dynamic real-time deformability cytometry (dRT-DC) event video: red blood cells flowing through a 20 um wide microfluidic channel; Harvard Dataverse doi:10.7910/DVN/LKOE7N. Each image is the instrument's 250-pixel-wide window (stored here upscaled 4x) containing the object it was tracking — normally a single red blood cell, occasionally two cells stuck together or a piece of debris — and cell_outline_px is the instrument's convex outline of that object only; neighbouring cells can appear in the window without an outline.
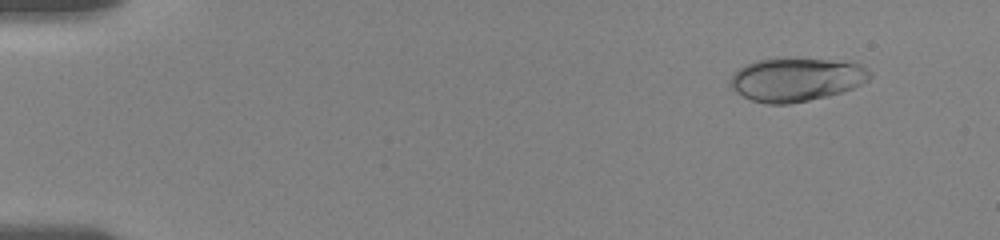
{"species": "human", "species_latin": "Homo sapiens", "temperature_condition": "room temperature", "stored_images_in_passage": 18, "camera_frame_rate_fps": 3000, "um_per_image_px": 0.085, "donor": {"sex": "female"}, "frame": {"image": 1, "passage_image": 2, "time_ms": 0.333, "image_size_px": [1000, 240], "cell_outline_px": [[872, 76], [868, 80], [852, 88], [840, 92], [808, 100], [788, 104], [768, 104], [752, 100], [736, 92], [728, 84], [732, 76], [740, 68], [748, 64], [760, 60], [828, 60], [860, 64]], "centroid_in_image_um": [67.65, 6.79], "position_along_channel_um": 17.3, "area_um2": 34.16}}
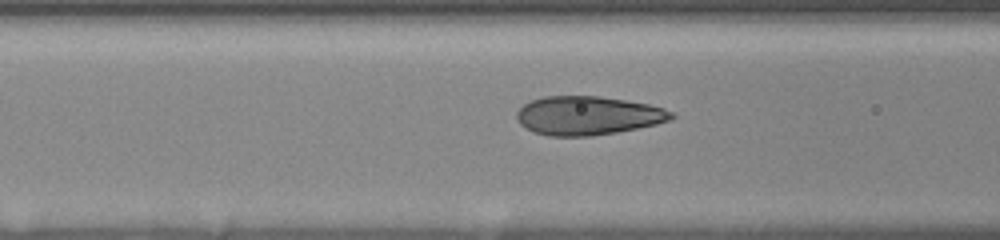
{"frame": {"image": 2, "passage_image": 12, "time_ms": 3.667, "image_size_px": [1000, 240], "cell_outline_px": [[676, 116], [672, 120], [656, 124], [616, 132], [592, 136], [548, 136], [532, 132], [520, 124], [516, 116], [516, 112], [524, 104], [532, 100], [544, 96], [600, 96], [648, 104], [664, 108], [672, 112]], "centroid_in_image_um": [49.96, 9.83], "position_along_channel_um": 116.6, "area_um2": 34.97}}
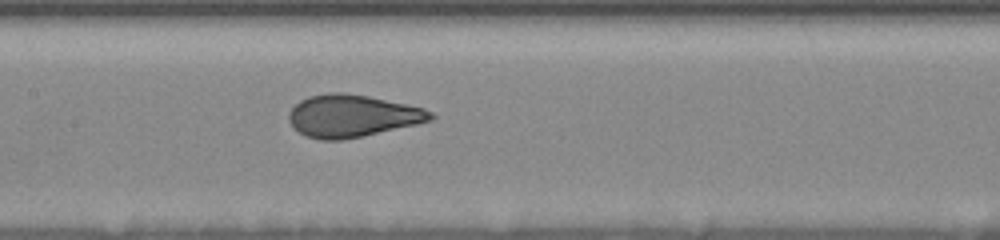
{"frame": {"image": 3, "passage_image": 16, "time_ms": 5.0, "image_size_px": [1000, 240], "cell_outline_px": [[436, 116], [432, 120], [416, 124], [360, 136], [340, 140], [320, 140], [304, 136], [288, 120], [288, 112], [300, 100], [308, 96], [328, 92], [344, 92], [368, 96], [408, 104], [424, 108], [432, 112]], "centroid_in_image_um": [29.92, 9.83], "position_along_channel_um": 177.5, "area_um2": 34.85}}